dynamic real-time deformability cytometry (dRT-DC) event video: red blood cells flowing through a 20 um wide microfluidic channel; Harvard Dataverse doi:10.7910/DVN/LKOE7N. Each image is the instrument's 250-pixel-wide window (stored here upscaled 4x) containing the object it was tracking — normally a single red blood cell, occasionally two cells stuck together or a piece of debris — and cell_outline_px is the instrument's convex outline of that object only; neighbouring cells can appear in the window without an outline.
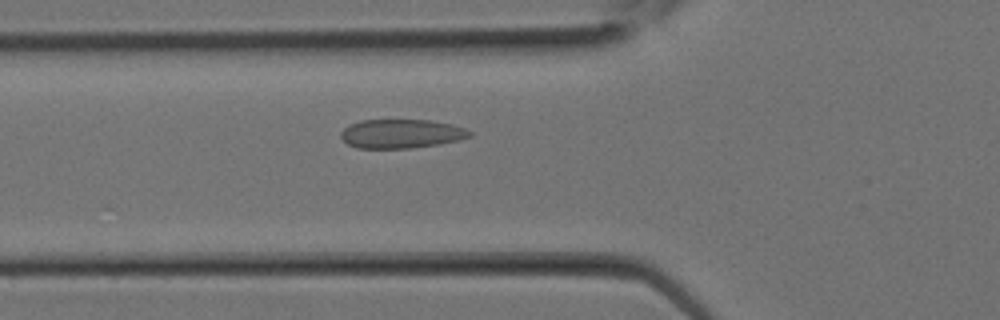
{"species": "Egyptian fruit bat (a non-hibernating species)", "species_latin": "Rousettus aegyptiacus", "temperature_condition": "room temperature", "stored_images_in_passage": 13, "camera_frame_rate_fps": 3000, "um_per_image_px": 0.085, "animal": {"sex": "female"}, "frame": {"image": 1, "passage_image": 8, "time_ms": 2.333, "image_size_px": [1000, 320], "cell_outline_px": [[472, 136], [440, 144], [412, 148], [356, 148], [348, 144], [340, 136], [340, 132], [348, 124], [360, 120], [428, 120], [452, 124], [464, 128], [472, 132]], "centroid_in_image_um": [34.08, 11.36], "position_along_channel_um": 91.7, "area_um2": 21.79}}
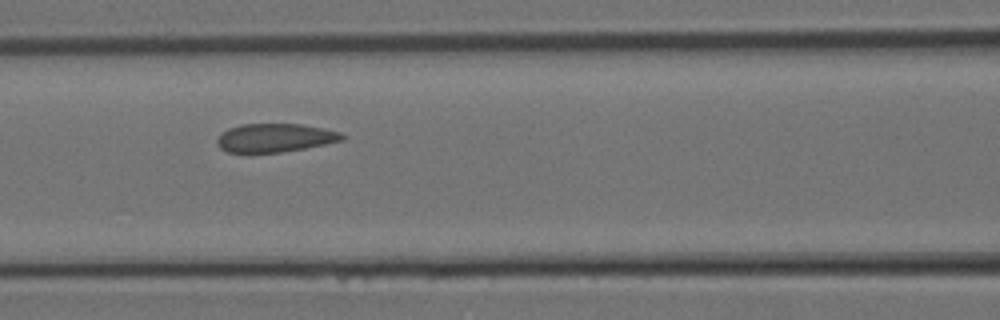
{"frame": {"image": 2, "passage_image": 10, "time_ms": 3.0, "image_size_px": [1000, 320], "cell_outline_px": [[344, 140], [304, 148], [280, 152], [228, 152], [220, 148], [216, 144], [216, 140], [228, 128], [240, 124], [300, 124], [324, 128], [340, 132], [344, 136]], "centroid_in_image_um": [23.37, 11.7], "position_along_channel_um": 143.2, "area_um2": 20.58}}
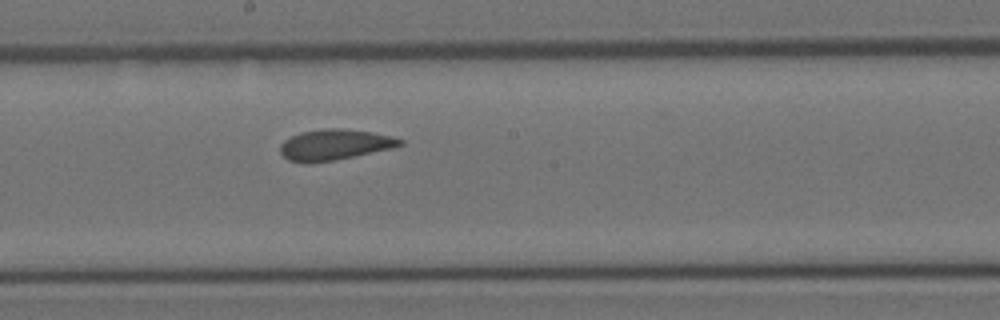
{"frame": {"image": 3, "passage_image": 13, "time_ms": 4.0, "image_size_px": [1000, 320], "cell_outline_px": [[404, 144], [392, 148], [336, 160], [308, 164], [304, 164], [288, 160], [280, 152], [280, 144], [284, 140], [300, 132], [324, 128], [340, 128], [372, 132], [392, 136], [404, 140]], "centroid_in_image_um": [28.42, 12.31], "position_along_channel_um": 219.8, "area_um2": 21.68}}